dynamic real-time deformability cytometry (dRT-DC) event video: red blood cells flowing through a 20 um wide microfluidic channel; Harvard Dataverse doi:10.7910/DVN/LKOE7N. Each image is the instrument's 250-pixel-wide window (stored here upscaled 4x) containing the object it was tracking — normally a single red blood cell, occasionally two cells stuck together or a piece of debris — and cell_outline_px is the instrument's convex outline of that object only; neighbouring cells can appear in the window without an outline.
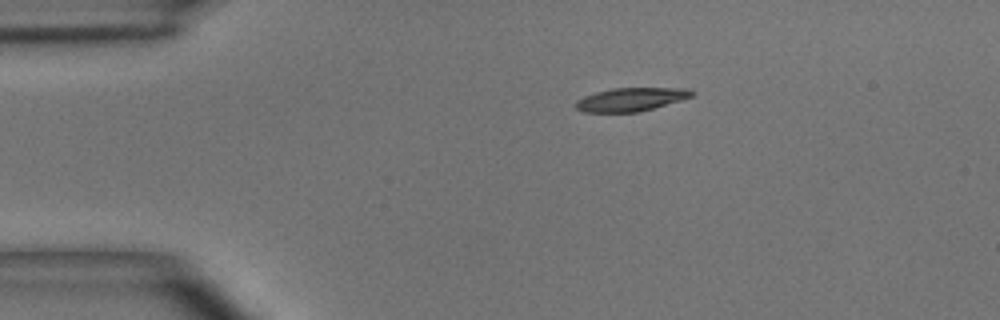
{"species": "common noctule bat (a hibernating species)", "species_latin": "Nyctalus noctula", "temperature_condition": "room temperature", "stored_images_in_passage": 42, "camera_frame_rate_fps": 3000, "um_per_image_px": 0.085, "animal": {"sex": "male", "body_mass_g": 15.6}, "frame": {"image": 1, "passage_image": 1, "time_ms": 0.0, "image_size_px": [1000, 320], "cell_outline_px": [[696, 92], [692, 96], [680, 100], [652, 108], [636, 112], [584, 112], [576, 108], [576, 100], [584, 96], [596, 92], [612, 88], [688, 88]], "centroid_in_image_um": [53.62, 8.44], "position_along_channel_um": 31.4, "area_um2": 15.66}}
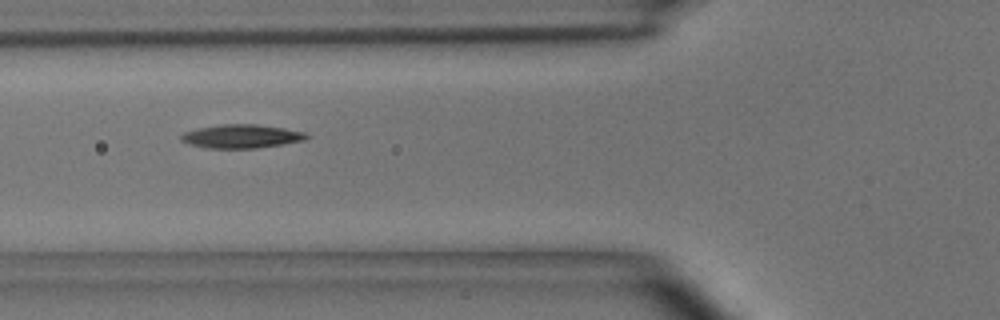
{"frame": {"image": 2, "passage_image": 10, "time_ms": 3.0, "image_size_px": [1000, 320], "cell_outline_px": [[308, 136], [304, 140], [284, 144], [256, 148], [208, 148], [192, 144], [180, 140], [180, 136], [184, 132], [196, 128], [220, 124], [256, 124], [284, 128], [308, 132]], "centroid_in_image_um": [20.54, 11.57], "position_along_channel_um": 105.3, "area_um2": 17.28}}
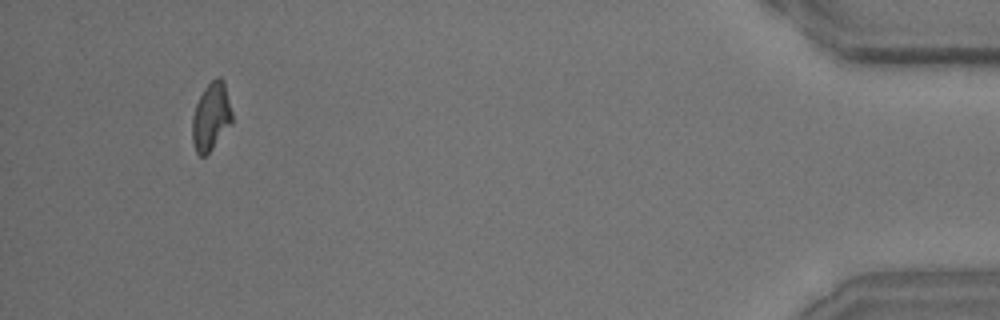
{"frame": {"image": 3, "passage_image": 39, "time_ms": 12.667, "image_size_px": [1000, 320], "cell_outline_px": [[232, 124], [212, 148], [204, 156], [200, 156], [196, 152], [192, 140], [192, 116], [196, 104], [204, 88], [216, 76], [220, 76], [224, 80], [232, 112]], "centroid_in_image_um": [17.95, 9.89], "position_along_channel_um": 417.3, "area_um2": 15.78}, "authors_computed_cell_mechanics": {"area_um2": 16.3285, "velocity_mm_per_s": 3.9459, "shape_relaxation_time_tau1_ms": 3.1021, "shape_relaxation_time_tau2_ms": 3.1204, "deformation_change_tau1": 0.1577, "deformation_change_tau2": 0.0963}}